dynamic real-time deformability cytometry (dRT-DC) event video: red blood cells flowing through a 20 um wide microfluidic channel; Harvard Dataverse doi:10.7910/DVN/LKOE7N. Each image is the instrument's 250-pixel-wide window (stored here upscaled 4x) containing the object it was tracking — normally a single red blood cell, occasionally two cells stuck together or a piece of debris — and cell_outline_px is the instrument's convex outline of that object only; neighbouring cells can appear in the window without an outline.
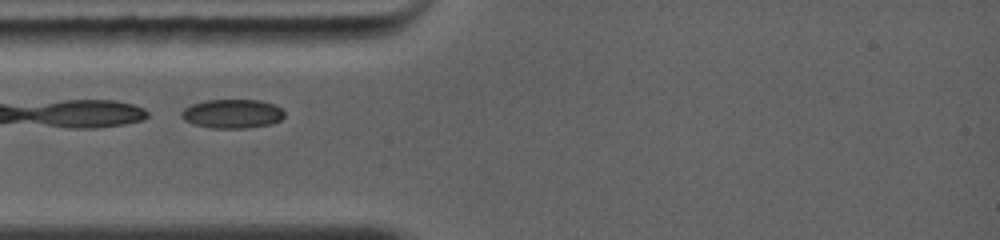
{"species": "common noctule bat (a hibernating species)", "species_latin": "Nyctalus noctula", "temperature_condition": "warm", "stored_images_in_passage": 28, "camera_frame_rate_fps": 5000, "um_per_image_px": 0.085, "animal": {"sex": "female", "body_mass_g": 19.0, "forearm_length_mm": 56.7}, "frame": {"image": 1, "passage_image": 1, "time_ms": 0.0, "image_size_px": [1000, 240], "cell_outline_px": [[284, 116], [280, 120], [272, 124], [244, 128], [212, 128], [196, 124], [184, 120], [180, 116], [180, 112], [184, 108], [192, 104], [204, 100], [260, 100], [272, 104], [280, 108], [284, 112]], "centroid_in_image_um": [19.73, 9.66], "position_along_channel_um": 65.3, "area_um2": 17.34}}
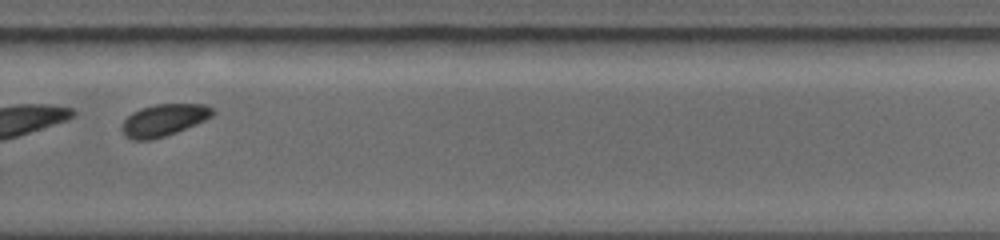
{"frame": {"image": 2, "passage_image": 16, "time_ms": 5.8, "image_size_px": [1000, 240], "cell_outline_px": [[216, 112], [212, 116], [196, 124], [176, 132], [152, 140], [132, 140], [124, 136], [120, 128], [124, 120], [132, 112], [140, 108], [156, 104], [204, 104], [212, 108]], "centroid_in_image_um": [13.89, 10.21], "position_along_channel_um": 315.9, "area_um2": 16.99}}